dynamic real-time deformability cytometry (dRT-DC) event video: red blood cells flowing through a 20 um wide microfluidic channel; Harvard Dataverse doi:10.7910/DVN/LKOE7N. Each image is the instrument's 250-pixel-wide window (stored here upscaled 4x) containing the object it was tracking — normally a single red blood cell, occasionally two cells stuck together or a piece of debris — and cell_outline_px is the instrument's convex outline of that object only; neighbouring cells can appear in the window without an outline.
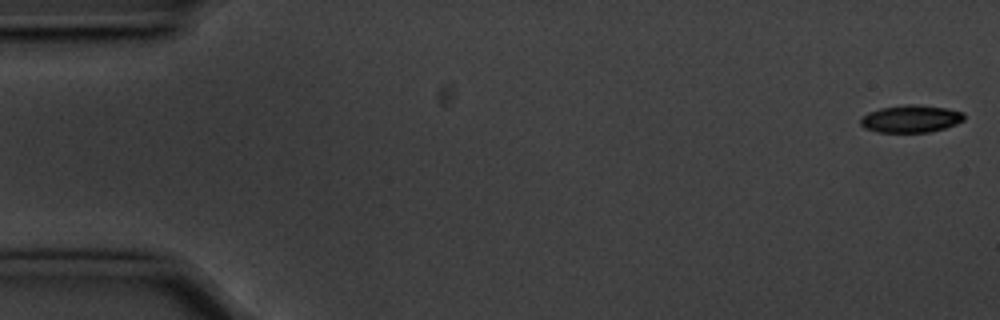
{"species": "common noctule bat (a hibernating species)", "species_latin": "Nyctalus noctula", "temperature_condition": "cold", "stored_images_in_passage": 55, "camera_frame_rate_fps": 3000, "um_per_image_px": 0.085, "animal": {"sex": "male", "body_mass_g": 20.1, "forearm_length_mm": 53.5}, "frame": {"image": 1, "passage_image": 1, "time_ms": 0.0, "image_size_px": [1000, 320], "cell_outline_px": [[964, 120], [956, 124], [944, 128], [928, 132], [880, 132], [864, 128], [860, 124], [860, 120], [868, 112], [880, 108], [904, 104], [920, 104], [944, 108], [964, 112]], "centroid_in_image_um": [77.42, 10.09], "position_along_channel_um": 7.6, "area_um2": 16.53}}
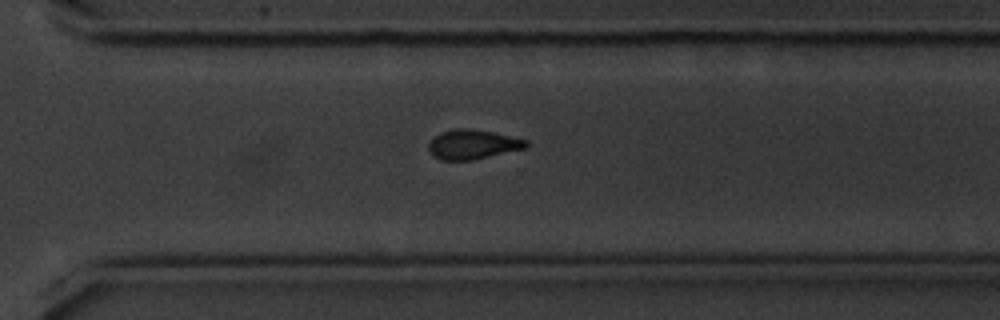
{"frame": {"image": 2, "passage_image": 39, "time_ms": 12.667, "image_size_px": [1000, 320], "cell_outline_px": [[528, 148], [472, 160], [440, 160], [428, 148], [428, 144], [440, 132], [456, 128], [468, 128], [492, 132], [528, 140]], "centroid_in_image_um": [40.22, 12.27], "position_along_channel_um": 330.4, "area_um2": 16.65}}
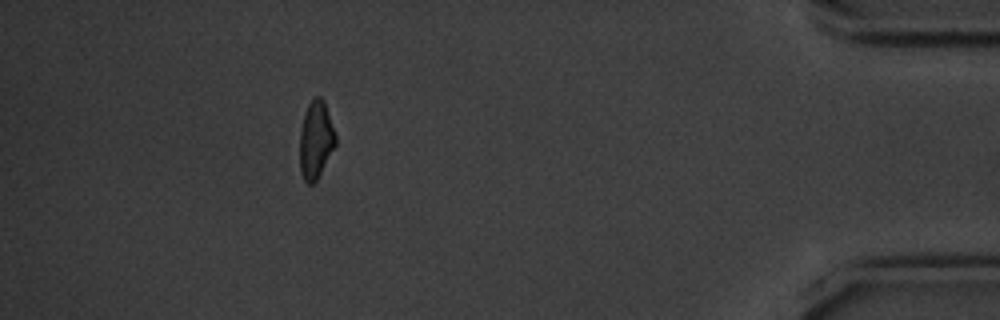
{"frame": {"image": 3, "passage_image": 50, "time_ms": 16.333, "image_size_px": [1000, 320], "cell_outline_px": [[336, 144], [316, 180], [312, 184], [308, 184], [304, 180], [300, 172], [300, 128], [308, 104], [316, 96], [320, 96], [324, 100], [336, 136]], "centroid_in_image_um": [26.83, 11.88], "position_along_channel_um": 408.4, "area_um2": 16.01}, "authors_computed_cell_mechanics": {"area_um2": 17.2822, "velocity_mm_per_s": 3.5858, "shape_relaxation_time_tau1_ms": 2.6351, "shape_relaxation_time_tau2_ms": 4.6372, "deformation_change_tau1": 0.1109, "deformation_change_tau2": 0.1006}}